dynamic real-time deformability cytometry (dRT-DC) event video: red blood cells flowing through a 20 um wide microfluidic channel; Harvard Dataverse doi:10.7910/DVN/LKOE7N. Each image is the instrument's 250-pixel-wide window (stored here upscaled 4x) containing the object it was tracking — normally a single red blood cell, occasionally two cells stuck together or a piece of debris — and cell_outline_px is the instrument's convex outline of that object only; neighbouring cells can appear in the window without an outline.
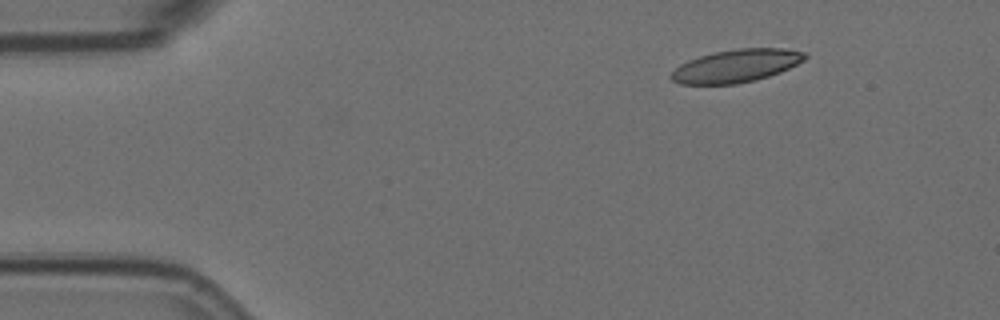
{"species": "Egyptian fruit bat (a non-hibernating species)", "species_latin": "Rousettus aegyptiacus", "temperature_condition": "room temperature", "stored_images_in_passage": 2, "camera_frame_rate_fps": 3000, "um_per_image_px": 0.085, "animal": {"sex": "female"}, "frame": {"image": 1, "passage_image": 2, "time_ms": 0.333, "image_size_px": [1000, 320], "cell_outline_px": [[808, 56], [804, 60], [780, 72], [756, 80], [736, 84], [680, 84], [672, 80], [668, 76], [680, 64], [688, 60], [700, 56], [716, 52], [740, 48], [788, 48], [804, 52]], "centroid_in_image_um": [62.58, 5.6], "position_along_channel_um": 22.4, "area_um2": 25.55}}